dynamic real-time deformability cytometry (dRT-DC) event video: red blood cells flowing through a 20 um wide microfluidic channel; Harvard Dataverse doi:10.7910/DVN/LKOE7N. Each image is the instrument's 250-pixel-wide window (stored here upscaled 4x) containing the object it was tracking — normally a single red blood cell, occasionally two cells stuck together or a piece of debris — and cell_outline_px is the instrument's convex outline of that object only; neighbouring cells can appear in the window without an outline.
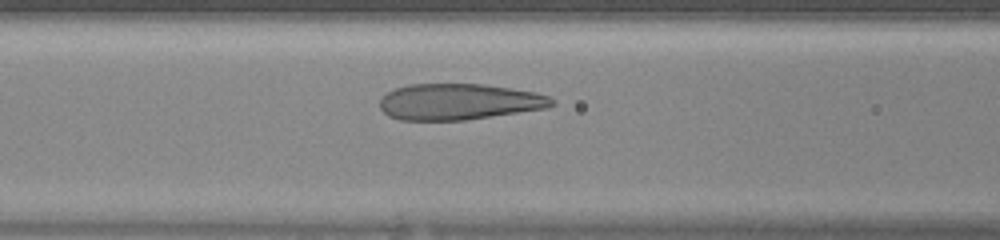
{"species": "human", "species_latin": "Homo sapiens", "temperature_condition": "warm", "stored_images_in_passage": 24, "camera_frame_rate_fps": 3000, "um_per_image_px": 0.085, "donor": {"sex": "female"}, "frame": {"image": 1, "passage_image": 6, "time_ms": 1.667, "image_size_px": [1000, 240], "cell_outline_px": [[556, 104], [548, 108], [464, 120], [400, 120], [388, 116], [380, 108], [380, 96], [396, 88], [408, 84], [484, 84], [512, 88], [536, 92], [548, 96], [556, 100]], "centroid_in_image_um": [39.02, 8.64], "position_along_channel_um": 127.6, "area_um2": 36.47}}
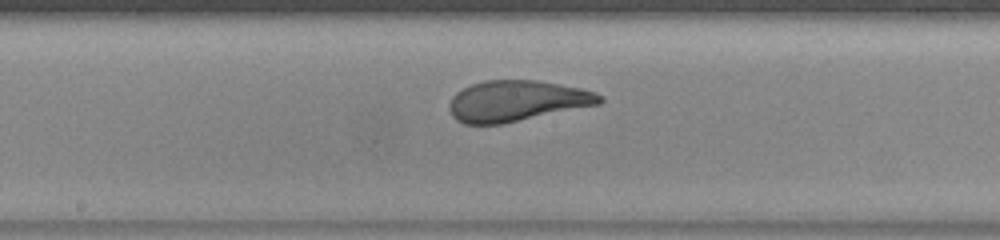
{"frame": {"image": 2, "passage_image": 11, "time_ms": 3.333, "image_size_px": [1000, 240], "cell_outline_px": [[604, 100], [600, 104], [504, 124], [464, 124], [456, 120], [452, 116], [448, 108], [448, 104], [452, 96], [456, 92], [472, 84], [484, 80], [536, 80], [580, 88], [596, 92], [604, 96]], "centroid_in_image_um": [43.92, 8.59], "position_along_channel_um": 204.3, "area_um2": 36.07}}
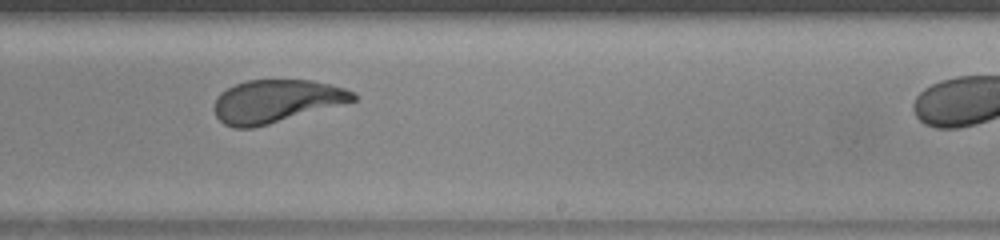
{"frame": {"image": 3, "passage_image": 15, "time_ms": 4.667, "image_size_px": [1000, 240], "cell_outline_px": [[356, 100], [268, 124], [252, 128], [232, 128], [224, 124], [216, 116], [216, 96], [220, 92], [236, 84], [248, 80], [312, 80], [344, 88], [356, 92]], "centroid_in_image_um": [23.46, 8.59], "position_along_channel_um": 265.5, "area_um2": 34.28}}